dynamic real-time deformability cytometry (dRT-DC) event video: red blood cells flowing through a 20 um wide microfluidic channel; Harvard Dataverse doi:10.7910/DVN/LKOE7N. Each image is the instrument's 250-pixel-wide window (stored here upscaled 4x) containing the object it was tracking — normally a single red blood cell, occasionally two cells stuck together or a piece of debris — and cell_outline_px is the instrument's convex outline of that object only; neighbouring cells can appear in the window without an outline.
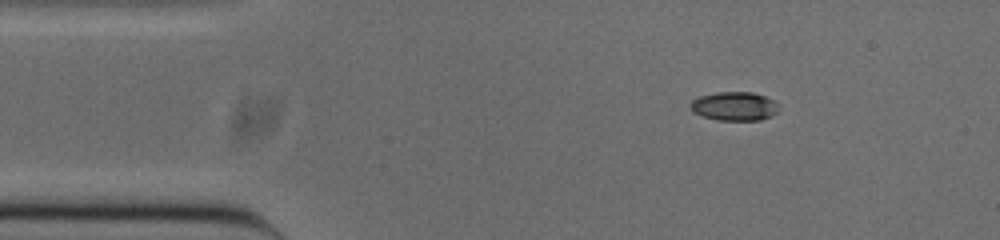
{"species": "common noctule bat (a hibernating species)", "species_latin": "Nyctalus noctula", "temperature_condition": "cold", "stored_images_in_passage": 46, "camera_frame_rate_fps": 3000, "um_per_image_px": 0.085, "animal": {"sex": "male", "body_mass_g": 20.0, "forearm_length_mm": 53.3}, "frame": {"image": 1, "passage_image": 1, "time_ms": 0.0, "image_size_px": [1000, 240], "cell_outline_px": [[776, 112], [772, 116], [760, 120], [716, 120], [700, 116], [692, 112], [688, 108], [688, 104], [692, 100], [700, 96], [716, 92], [752, 92], [764, 96], [772, 100], [776, 104]], "centroid_in_image_um": [62.33, 9.04], "position_along_channel_um": 22.7, "area_um2": 14.91}}
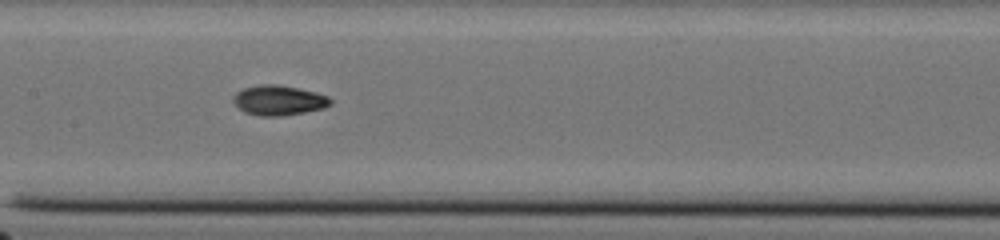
{"frame": {"image": 2, "passage_image": 18, "time_ms": 5.667, "image_size_px": [1000, 240], "cell_outline_px": [[332, 104], [324, 108], [284, 116], [260, 116], [244, 112], [232, 100], [232, 96], [236, 92], [244, 88], [264, 84], [276, 84], [316, 92], [328, 96], [332, 100]], "centroid_in_image_um": [23.7, 8.53], "position_along_channel_um": 183.7, "area_um2": 16.94}}
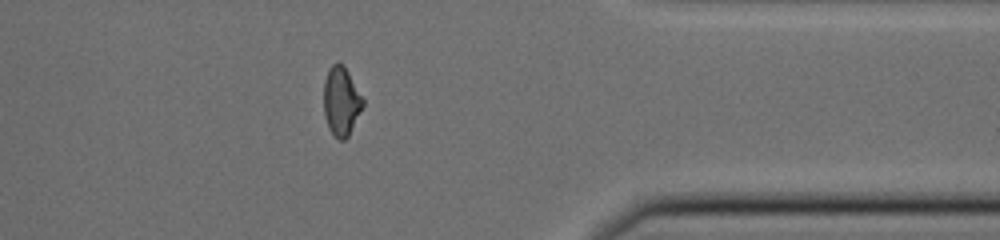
{"frame": {"image": 3, "passage_image": 35, "time_ms": 11.333, "image_size_px": [1000, 240], "cell_outline_px": [[364, 104], [348, 136], [344, 140], [340, 140], [328, 128], [324, 116], [324, 80], [328, 68], [336, 60], [344, 64], [364, 100]], "centroid_in_image_um": [28.99, 8.55], "position_along_channel_um": 382.4, "area_um2": 15.78}, "authors_computed_cell_mechanics": {"area_um2": 15.9528, "velocity_mm_per_s": 3.8703, "shape_relaxation_time_tau1_ms": 5.6638, "shape_relaxation_time_tau2_ms": 2.2822, "deformation_change_tau1": 0.1916, "deformation_change_tau2": 0.0516}}